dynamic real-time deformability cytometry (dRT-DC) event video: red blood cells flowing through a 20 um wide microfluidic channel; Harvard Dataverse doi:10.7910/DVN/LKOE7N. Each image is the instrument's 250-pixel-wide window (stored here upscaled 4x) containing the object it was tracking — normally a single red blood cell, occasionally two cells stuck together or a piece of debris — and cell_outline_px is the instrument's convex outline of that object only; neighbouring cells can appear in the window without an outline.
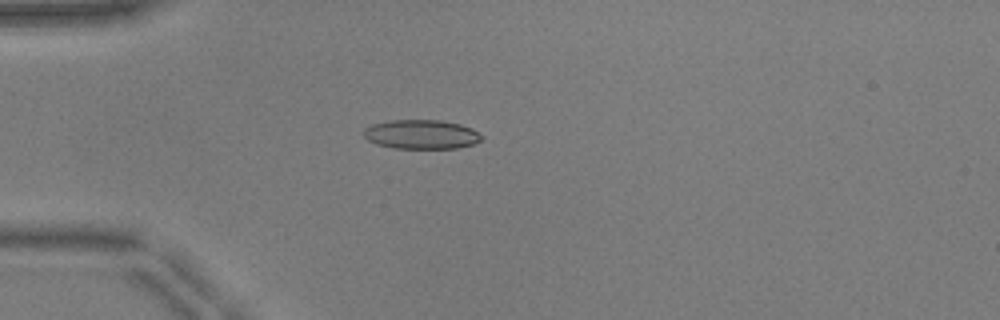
{"species": "common noctule bat (a hibernating species)", "species_latin": "Nyctalus noctula", "temperature_condition": "warm", "stored_images_in_passage": 33, "camera_frame_rate_fps": 3000, "um_per_image_px": 0.085, "animal": {"sex": "male", "body_mass_g": 17.9, "forearm_length_mm": 54.2}, "frame": {"image": 1, "passage_image": 2, "time_ms": 0.333, "image_size_px": [1000, 320], "cell_outline_px": [[484, 136], [480, 140], [472, 144], [456, 148], [392, 148], [376, 144], [368, 140], [364, 136], [364, 128], [372, 124], [388, 120], [440, 120], [460, 124], [472, 128]], "centroid_in_image_um": [35.8, 11.41], "position_along_channel_um": 49.2, "area_um2": 20.11}}
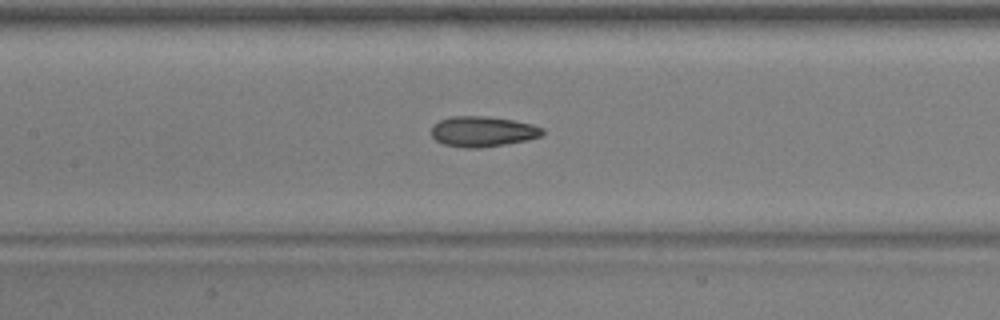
{"frame": {"image": 2, "passage_image": 12, "time_ms": 3.667, "image_size_px": [1000, 320], "cell_outline_px": [[544, 132], [540, 136], [528, 140], [480, 148], [464, 148], [444, 144], [436, 140], [432, 136], [432, 124], [448, 116], [484, 116], [512, 120], [532, 124], [544, 128]], "centroid_in_image_um": [41.01, 11.17], "position_along_channel_um": 166.4, "area_um2": 19.71}}
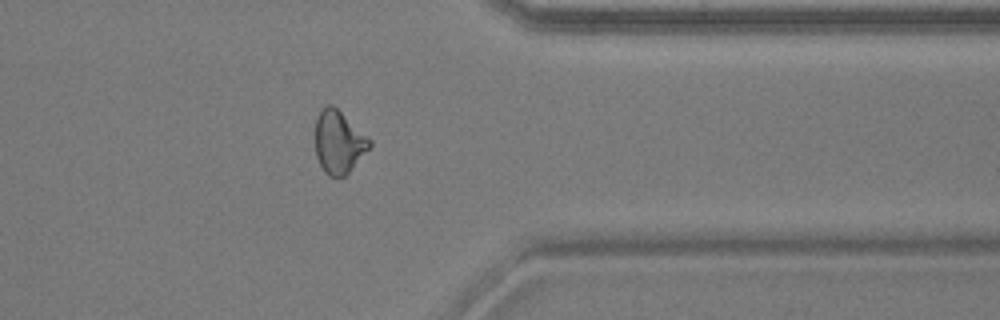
{"frame": {"image": 3, "passage_image": 29, "time_ms": 9.333, "image_size_px": [1000, 320], "cell_outline_px": [[372, 144], [348, 172], [344, 176], [328, 176], [324, 172], [316, 156], [316, 116], [328, 104], [332, 104], [372, 140]], "centroid_in_image_um": [28.78, 12.07], "position_along_channel_um": 382.6, "area_um2": 19.48}, "authors_computed_cell_mechanics": {"area_um2": 19.8254, "velocity_mm_per_s": 3.9586, "shape_relaxation_time_tau1_ms": 10.6246, "shape_relaxation_time_tau2_ms": 1.819, "deformation_change_tau1": 0.2344, "deformation_change_tau2": 0.0872}}